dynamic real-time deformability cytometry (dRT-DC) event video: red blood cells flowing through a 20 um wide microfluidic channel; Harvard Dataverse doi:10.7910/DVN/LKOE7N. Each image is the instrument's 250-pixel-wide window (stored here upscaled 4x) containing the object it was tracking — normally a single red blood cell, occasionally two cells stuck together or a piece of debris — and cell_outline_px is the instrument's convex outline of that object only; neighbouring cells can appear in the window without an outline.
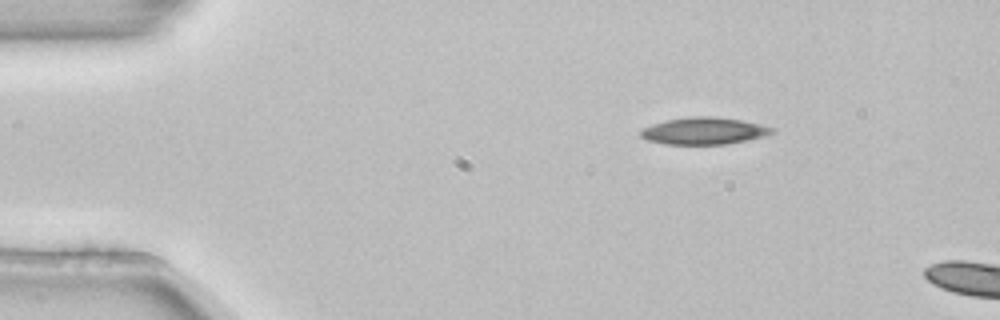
{"species": "common noctule bat (a hibernating species)", "species_latin": "Nyctalus noctula", "temperature_condition": "room temperature", "stored_images_in_passage": 3, "camera_frame_rate_fps": 3000, "um_per_image_px": 0.085, "animal": {"sex": "female", "body_mass_g": 22.7, "forearm_length_mm": 54.2}, "frame": {"image": 1, "passage_image": 1, "time_ms": 0.0, "image_size_px": [1000, 320], "cell_outline_px": [[776, 132], [764, 136], [748, 140], [724, 144], [664, 144], [648, 140], [640, 136], [640, 128], [664, 120], [688, 116], [716, 116], [740, 120], [760, 124], [776, 128]], "centroid_in_image_um": [59.83, 11.11], "position_along_channel_um": 25.2, "area_um2": 20.92}}